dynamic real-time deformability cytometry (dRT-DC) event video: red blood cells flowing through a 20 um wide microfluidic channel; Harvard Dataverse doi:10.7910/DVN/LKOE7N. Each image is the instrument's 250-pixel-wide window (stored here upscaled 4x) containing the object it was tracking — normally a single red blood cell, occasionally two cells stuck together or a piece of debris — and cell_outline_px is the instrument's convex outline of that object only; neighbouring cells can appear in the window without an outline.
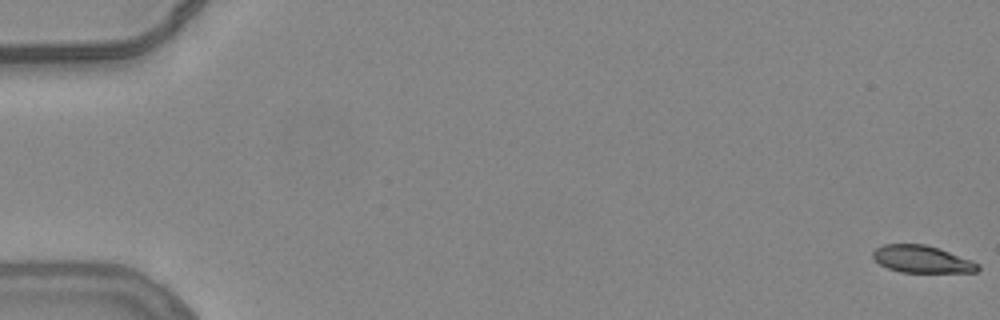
{"species": "common noctule bat (a hibernating species)", "species_latin": "Nyctalus noctula", "temperature_condition": "warm", "stored_images_in_passage": 15, "camera_frame_rate_fps": 3000, "um_per_image_px": 0.085, "animal": {"sex": "female", "body_mass_g": 24.6, "forearm_length_mm": 56.2}, "frame": {"image": 1, "passage_image": 1, "time_ms": 0.0, "image_size_px": [1000, 320], "cell_outline_px": [[980, 268], [976, 272], [900, 272], [888, 268], [880, 264], [872, 256], [872, 252], [876, 248], [884, 244], [924, 244], [972, 260], [980, 264]], "centroid_in_image_um": [78.36, 22.04], "position_along_channel_um": 6.6, "area_um2": 16.47}}
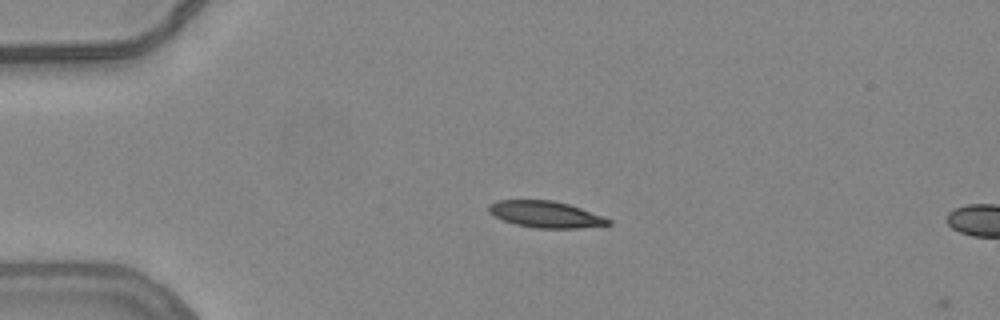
{"frame": {"image": 2, "passage_image": 14, "time_ms": 4.333, "image_size_px": [1000, 320], "cell_outline_px": [[612, 224], [580, 228], [536, 228], [516, 224], [504, 220], [488, 212], [488, 204], [496, 200], [552, 200], [568, 204], [604, 216], [612, 220]], "centroid_in_image_um": [46.39, 18.22], "position_along_channel_um": 38.6, "area_um2": 18.44}}